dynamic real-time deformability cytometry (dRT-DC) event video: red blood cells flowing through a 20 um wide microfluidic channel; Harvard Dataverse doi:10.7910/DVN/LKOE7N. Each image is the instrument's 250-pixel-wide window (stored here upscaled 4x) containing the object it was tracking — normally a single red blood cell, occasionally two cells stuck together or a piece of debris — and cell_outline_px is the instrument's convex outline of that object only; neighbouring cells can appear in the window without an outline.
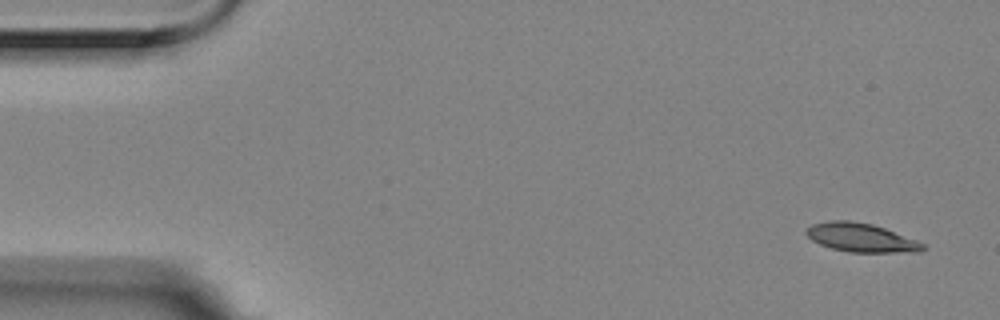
{"species": "Egyptian fruit bat (a non-hibernating species)", "species_latin": "Rousettus aegyptiacus", "temperature_condition": "room temperature", "stored_images_in_passage": 3, "camera_frame_rate_fps": 3000, "um_per_image_px": 0.085, "animal": {"sex": "female"}, "frame": {"image": 1, "passage_image": 1, "time_ms": 0.0, "image_size_px": [1000, 320], "cell_outline_px": [[924, 248], [920, 252], [848, 252], [832, 248], [820, 244], [812, 240], [804, 232], [812, 224], [832, 220], [848, 220], [872, 224], [884, 228], [916, 240], [924, 244]], "centroid_in_image_um": [73.17, 20.2], "position_along_channel_um": 11.8, "area_um2": 19.31}}